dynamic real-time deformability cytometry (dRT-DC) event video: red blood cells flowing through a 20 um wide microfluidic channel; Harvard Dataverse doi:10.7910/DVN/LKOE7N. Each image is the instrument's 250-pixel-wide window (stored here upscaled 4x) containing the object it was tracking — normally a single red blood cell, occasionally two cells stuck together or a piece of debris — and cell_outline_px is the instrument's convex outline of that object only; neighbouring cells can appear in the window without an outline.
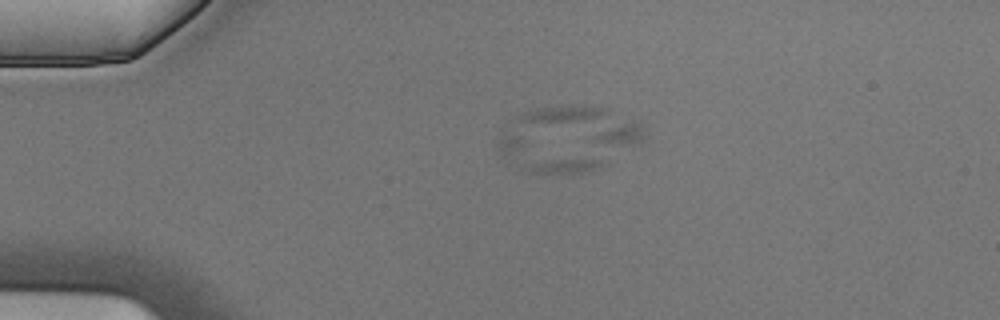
{"species": "Egyptian fruit bat (a non-hibernating species)", "species_latin": "Rousettus aegyptiacus", "temperature_condition": "cold", "stored_images_in_passage": 3, "camera_frame_rate_fps": 3000, "um_per_image_px": 0.085, "animal": {"sex": "male"}, "frame": {"image": 1, "passage_image": 1, "time_ms": 0.0, "image_size_px": [1000, 320], "cell_outline_px": [[644, 140], [640, 144], [604, 164], [580, 172], [532, 172], [528, 168], [592, 136], [624, 124], [640, 124], [644, 132]], "centroid_in_image_um": [50.46, 12.8], "position_along_channel_um": 34.5, "area_um2": 19.48}}